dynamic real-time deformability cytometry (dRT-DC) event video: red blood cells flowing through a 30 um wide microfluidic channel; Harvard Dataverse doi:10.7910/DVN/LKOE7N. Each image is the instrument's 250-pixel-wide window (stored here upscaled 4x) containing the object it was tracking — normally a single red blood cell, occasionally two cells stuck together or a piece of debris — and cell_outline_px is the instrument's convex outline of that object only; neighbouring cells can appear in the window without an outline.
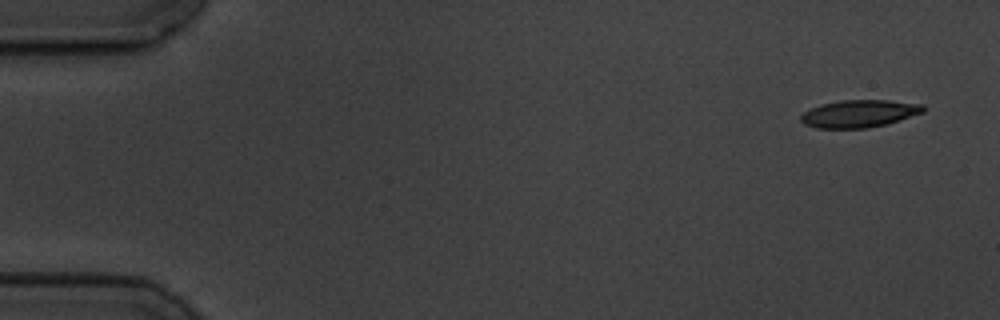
{"species": "common noctule bat (a hibernating species)", "species_latin": "Nyctalus noctula", "temperature_condition": "cold", "stored_images_in_passage": 5, "camera_frame_rate_fps": 3000, "um_per_image_px": 0.085, "animal": {"sex": "male", "body_mass_g": 19.5, "forearm_length_mm": 54.6}, "frame": {"image": 1, "passage_image": 1, "time_ms": 0.0, "image_size_px": [1000, 320], "cell_outline_px": [[924, 112], [888, 124], [868, 128], [816, 128], [804, 124], [800, 120], [800, 116], [804, 112], [820, 104], [840, 100], [888, 100], [924, 104]], "centroid_in_image_um": [73.04, 9.66], "position_along_channel_um": 12.0, "area_um2": 19.71}}
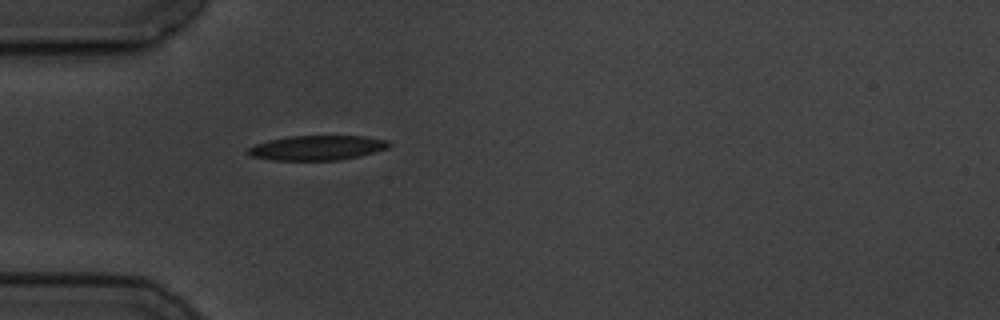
{"frame": {"image": 2, "passage_image": 5, "time_ms": 4.667, "image_size_px": [1000, 320], "cell_outline_px": [[392, 144], [388, 148], [360, 156], [340, 160], [272, 160], [252, 156], [248, 152], [248, 148], [256, 144], [268, 140], [288, 136], [364, 136], [388, 140]], "centroid_in_image_um": [26.99, 12.56], "position_along_channel_um": 58.0, "area_um2": 20.29}}